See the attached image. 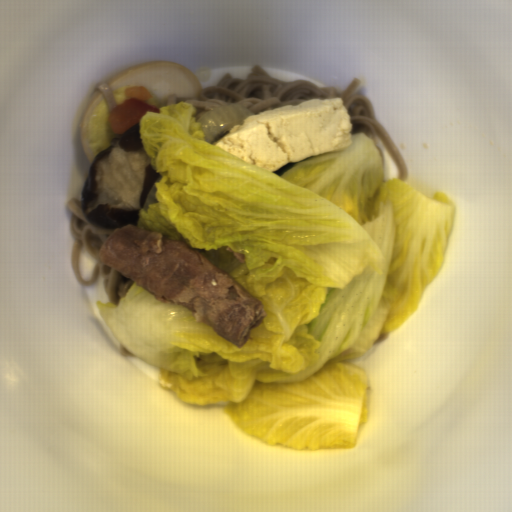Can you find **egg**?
Wrapping results in <instances>:
<instances>
[{"instance_id": "obj_1", "label": "egg", "mask_w": 512, "mask_h": 512, "mask_svg": "<svg viewBox=\"0 0 512 512\" xmlns=\"http://www.w3.org/2000/svg\"><path fill=\"white\" fill-rule=\"evenodd\" d=\"M117 106L130 99L126 89L132 86H143L152 98L140 100L158 108L167 106L171 96L178 101L195 99L202 92L196 77L184 65L168 60L145 62L121 71L106 80Z\"/></svg>"}, {"instance_id": "obj_2", "label": "egg", "mask_w": 512, "mask_h": 512, "mask_svg": "<svg viewBox=\"0 0 512 512\" xmlns=\"http://www.w3.org/2000/svg\"><path fill=\"white\" fill-rule=\"evenodd\" d=\"M110 111L101 90L96 89L88 102L79 129L82 147L90 165L96 155L123 135L113 132L108 120Z\"/></svg>"}]
</instances>
